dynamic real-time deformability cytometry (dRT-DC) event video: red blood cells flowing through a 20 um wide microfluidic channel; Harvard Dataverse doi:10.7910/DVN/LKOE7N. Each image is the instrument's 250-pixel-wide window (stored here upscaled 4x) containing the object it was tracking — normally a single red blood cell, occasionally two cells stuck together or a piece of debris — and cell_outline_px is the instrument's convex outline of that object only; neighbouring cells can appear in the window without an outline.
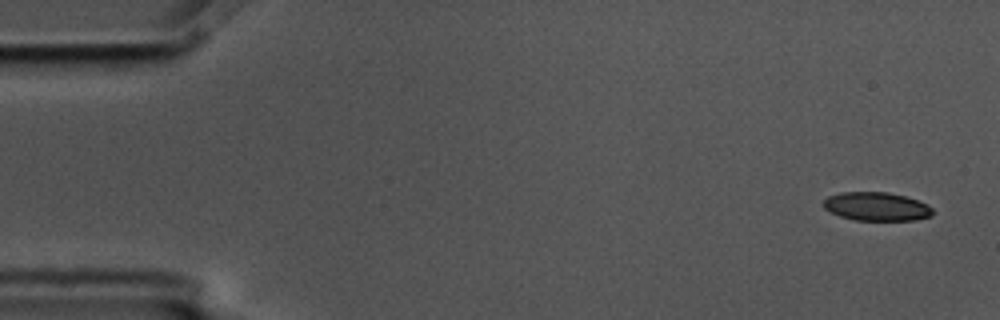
{"species": "common noctule bat (a hibernating species)", "species_latin": "Nyctalus noctula", "temperature_condition": "cold", "stored_images_in_passage": 5, "camera_frame_rate_fps": 3000, "um_per_image_px": 0.085, "animal": {"sex": "male", "body_mass_g": 17.5, "forearm_length_mm": 52.3}, "frame": {"image": 1, "passage_image": 1, "time_ms": 0.0, "image_size_px": [1000, 320], "cell_outline_px": [[932, 216], [916, 220], [856, 220], [840, 216], [828, 212], [824, 208], [824, 200], [828, 196], [840, 192], [888, 192], [904, 196], [928, 204], [932, 208]], "centroid_in_image_um": [74.49, 17.55], "position_along_channel_um": 10.5, "area_um2": 18.21}}
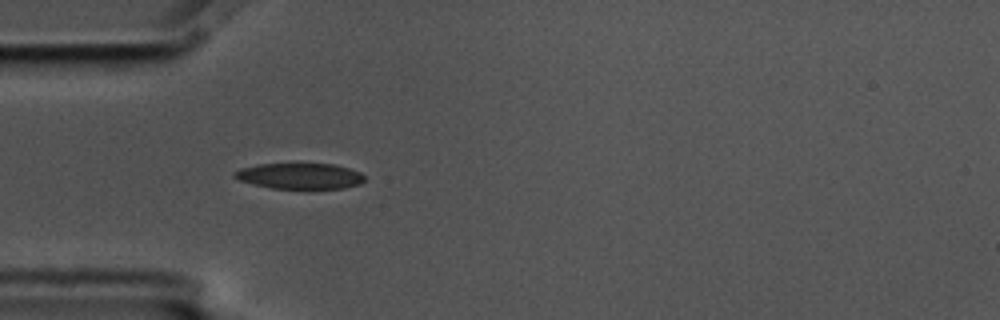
{"frame": {"image": 2, "passage_image": 5, "time_ms": 1.333, "image_size_px": [1000, 320], "cell_outline_px": [[364, 180], [360, 184], [344, 188], [308, 192], [272, 188], [252, 184], [240, 180], [232, 176], [232, 172], [240, 168], [260, 164], [336, 164], [360, 172], [364, 176]], "centroid_in_image_um": [25.5, 15.01], "position_along_channel_um": 59.5, "area_um2": 20.52}}